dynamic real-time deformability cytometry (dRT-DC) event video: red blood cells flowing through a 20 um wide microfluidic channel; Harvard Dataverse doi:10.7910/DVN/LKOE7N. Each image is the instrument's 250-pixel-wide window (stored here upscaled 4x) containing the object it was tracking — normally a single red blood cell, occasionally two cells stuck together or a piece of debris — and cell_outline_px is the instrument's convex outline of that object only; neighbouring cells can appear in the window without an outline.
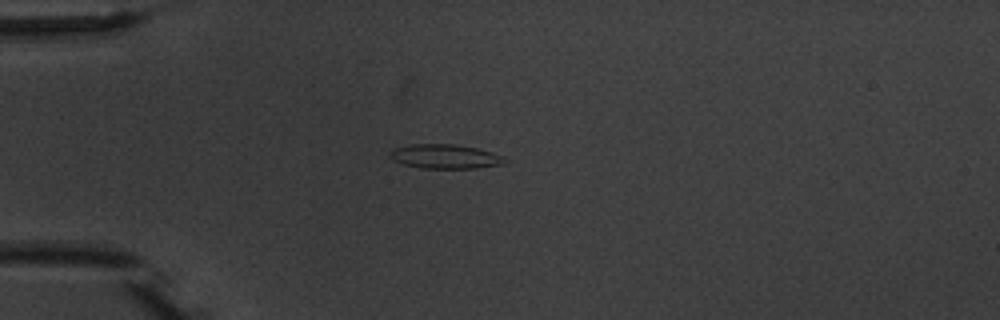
{"species": "common noctule bat (a hibernating species)", "species_latin": "Nyctalus noctula", "temperature_condition": "warm", "stored_images_in_passage": 7, "camera_frame_rate_fps": 3000, "um_per_image_px": 0.085, "animal": {"sex": "male", "body_mass_g": 20.1, "forearm_length_mm": 53.5}, "frame": {"image": 1, "passage_image": 1, "time_ms": 0.0, "image_size_px": [1000, 320], "cell_outline_px": [[508, 160], [500, 164], [476, 168], [420, 168], [404, 164], [392, 160], [388, 156], [392, 148], [412, 144], [456, 144], [476, 148], [492, 152], [504, 156]], "centroid_in_image_um": [37.8, 13.29], "position_along_channel_um": 47.2, "area_um2": 16.3}}
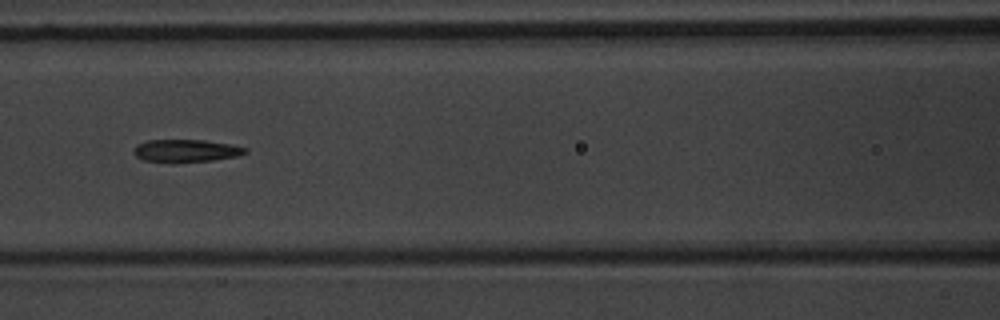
{"frame": {"image": 2, "passage_image": 4, "time_ms": 3.333, "image_size_px": [1000, 320], "cell_outline_px": [[248, 152], [236, 156], [212, 160], [176, 164], [144, 160], [136, 156], [132, 152], [136, 144], [148, 140], [204, 140], [232, 144], [248, 148]], "centroid_in_image_um": [15.79, 12.83], "position_along_channel_um": 150.8, "area_um2": 15.09}}
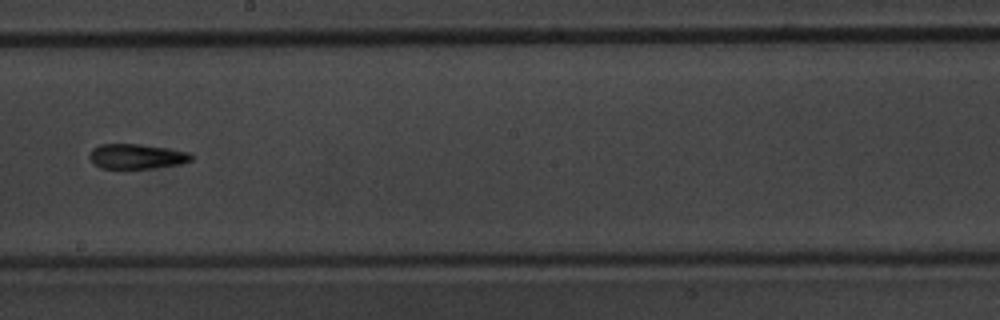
{"frame": {"image": 3, "passage_image": 6, "time_ms": 5.667, "image_size_px": [1000, 320], "cell_outline_px": [[192, 160], [180, 164], [152, 168], [100, 168], [88, 156], [92, 148], [100, 144], [140, 144], [188, 152], [192, 156]], "centroid_in_image_um": [11.59, 13.29], "position_along_channel_um": 236.6, "area_um2": 14.57}}